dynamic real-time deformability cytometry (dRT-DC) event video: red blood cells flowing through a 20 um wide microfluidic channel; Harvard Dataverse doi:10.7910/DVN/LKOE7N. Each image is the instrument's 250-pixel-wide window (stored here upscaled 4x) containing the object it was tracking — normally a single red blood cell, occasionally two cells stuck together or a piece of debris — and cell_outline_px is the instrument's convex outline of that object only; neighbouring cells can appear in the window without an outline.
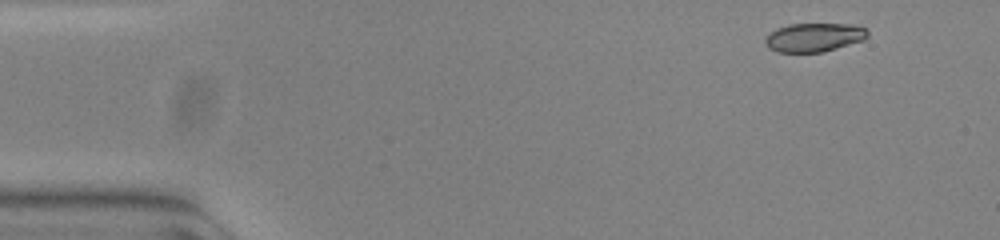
{"species": "common noctule bat (a hibernating species)", "species_latin": "Nyctalus noctula", "temperature_condition": "warm", "stored_images_in_passage": 51, "camera_frame_rate_fps": 3000, "um_per_image_px": 0.085, "animal": {"sex": "female", "body_mass_g": 23.0, "forearm_length_mm": 53.4}, "frame": {"image": 1, "passage_image": 2, "time_ms": 0.333, "image_size_px": [1000, 240], "cell_outline_px": [[868, 36], [864, 40], [824, 52], [780, 52], [768, 48], [764, 44], [764, 40], [776, 28], [788, 24], [852, 24], [868, 28]], "centroid_in_image_um": [69.22, 3.17], "position_along_channel_um": 15.8, "area_um2": 17.28}}
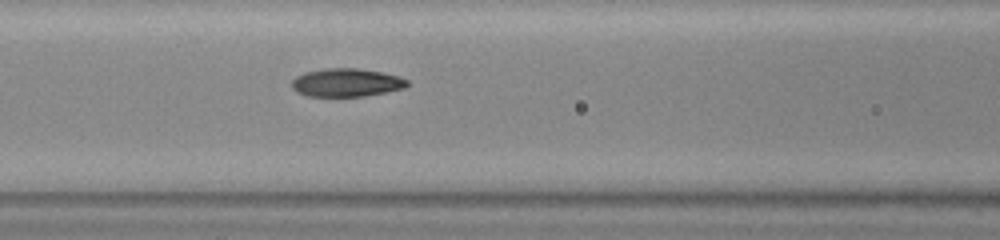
{"frame": {"image": 2, "passage_image": 20, "time_ms": 6.333, "image_size_px": [1000, 240], "cell_outline_px": [[408, 84], [404, 88], [388, 92], [364, 96], [308, 96], [296, 92], [292, 88], [292, 80], [296, 76], [304, 72], [324, 68], [356, 68], [380, 72], [396, 76], [408, 80]], "centroid_in_image_um": [29.41, 7.02], "position_along_channel_um": 137.2, "area_um2": 18.96}}
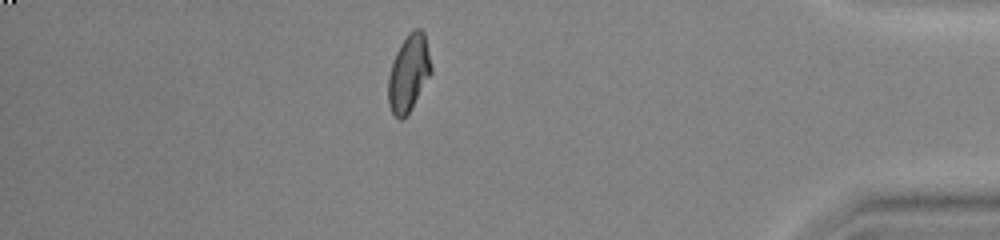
{"frame": {"image": 3, "passage_image": 44, "time_ms": 14.333, "image_size_px": [1000, 240], "cell_outline_px": [[432, 72], [408, 112], [400, 120], [392, 112], [388, 104], [388, 76], [396, 52], [400, 44], [408, 32], [416, 28], [420, 28], [424, 32], [432, 68]], "centroid_in_image_um": [34.73, 6.17], "position_along_channel_um": 400.5, "area_um2": 18.9}, "authors_computed_cell_mechanics": {"area_um2": 19.074, "velocity_mm_per_s": 3.8154, "shape_relaxation_time_tau1_ms": 7.9091, "shape_relaxation_time_tau2_ms": 1.4766, "deformation_change_tau1": 0.2401, "deformation_change_tau2": 0.0496}}